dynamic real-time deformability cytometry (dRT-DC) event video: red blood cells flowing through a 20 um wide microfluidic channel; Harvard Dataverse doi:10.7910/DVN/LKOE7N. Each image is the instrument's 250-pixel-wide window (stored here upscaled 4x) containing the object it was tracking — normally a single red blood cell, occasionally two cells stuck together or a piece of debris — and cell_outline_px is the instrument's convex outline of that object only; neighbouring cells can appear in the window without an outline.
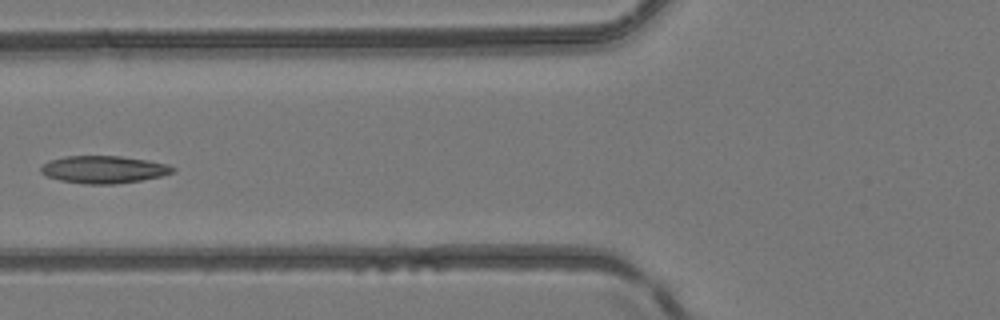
{"species": "common noctule bat (a hibernating species)", "species_latin": "Nyctalus noctula", "temperature_condition": "room temperature", "stored_images_in_passage": 5, "camera_frame_rate_fps": 3000, "um_per_image_px": 0.085, "animal": {"sex": "female", "body_mass_g": 24.6, "forearm_length_mm": 56.2}, "frame": {"image": 1, "passage_image": 4, "time_ms": 3.333, "image_size_px": [1000, 320], "cell_outline_px": [[176, 172], [160, 176], [140, 180], [116, 184], [84, 184], [60, 180], [48, 176], [40, 172], [40, 168], [48, 160], [64, 156], [120, 156], [148, 160], [168, 164], [176, 168]], "centroid_in_image_um": [8.83, 14.4], "position_along_channel_um": 117.0, "area_um2": 21.15}}
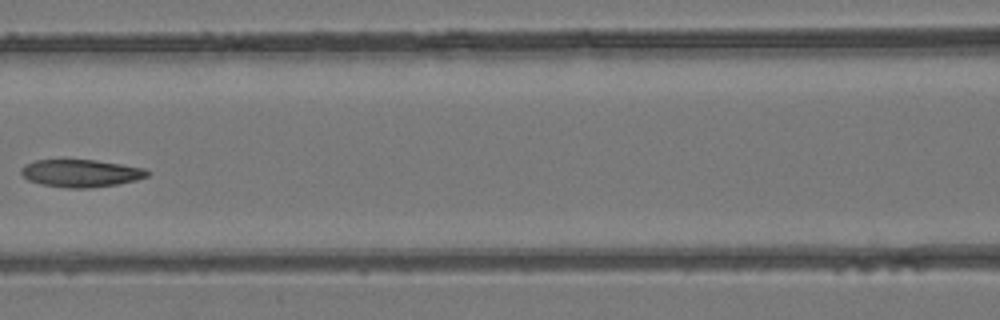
{"frame": {"image": 2, "passage_image": 5, "time_ms": 4.333, "image_size_px": [1000, 320], "cell_outline_px": [[152, 172], [148, 176], [136, 180], [120, 184], [88, 188], [68, 188], [44, 184], [28, 180], [20, 172], [20, 168], [36, 160], [96, 160], [144, 168]], "centroid_in_image_um": [6.92, 14.73], "position_along_channel_um": 159.7, "area_um2": 20.11}}